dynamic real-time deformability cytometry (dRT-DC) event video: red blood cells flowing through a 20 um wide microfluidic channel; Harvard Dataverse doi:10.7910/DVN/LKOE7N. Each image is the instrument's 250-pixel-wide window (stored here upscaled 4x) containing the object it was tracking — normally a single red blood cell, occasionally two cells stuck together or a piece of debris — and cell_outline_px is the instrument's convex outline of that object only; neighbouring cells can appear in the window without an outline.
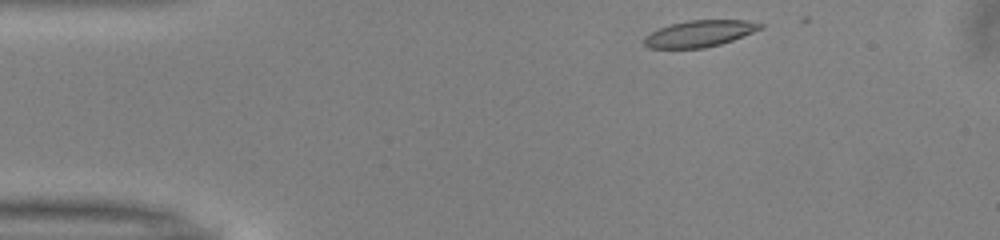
{"species": "common noctule bat (a hibernating species)", "species_latin": "Nyctalus noctula", "temperature_condition": "warm", "stored_images_in_passage": 11, "camera_frame_rate_fps": 3000, "um_per_image_px": 0.085, "animal": {"sex": "male", "body_mass_g": 13.0, "forearm_length_mm": 53.1}, "frame": {"image": 1, "passage_image": 1, "time_ms": 0.0, "image_size_px": [1000, 240], "cell_outline_px": [[764, 28], [732, 40], [720, 44], [704, 48], [648, 48], [644, 44], [644, 36], [668, 24], [688, 20], [748, 20], [764, 24]], "centroid_in_image_um": [59.47, 2.85], "position_along_channel_um": 25.5, "area_um2": 17.98}}
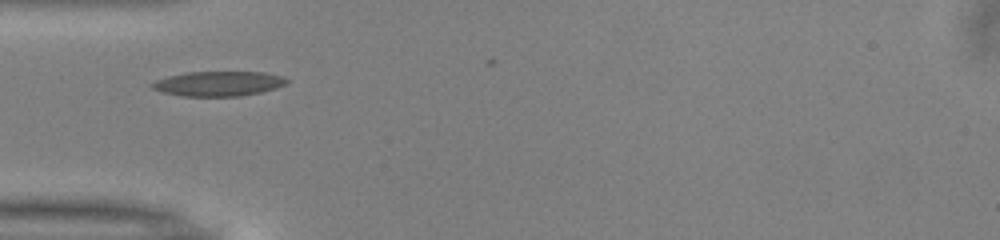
{"frame": {"image": 2, "passage_image": 9, "time_ms": 2.667, "image_size_px": [1000, 240], "cell_outline_px": [[288, 84], [276, 88], [260, 92], [240, 96], [180, 96], [164, 92], [152, 88], [148, 84], [156, 80], [168, 76], [188, 72], [264, 72], [284, 76], [288, 80]], "centroid_in_image_um": [18.58, 7.11], "position_along_channel_um": 66.4, "area_um2": 19.54}}